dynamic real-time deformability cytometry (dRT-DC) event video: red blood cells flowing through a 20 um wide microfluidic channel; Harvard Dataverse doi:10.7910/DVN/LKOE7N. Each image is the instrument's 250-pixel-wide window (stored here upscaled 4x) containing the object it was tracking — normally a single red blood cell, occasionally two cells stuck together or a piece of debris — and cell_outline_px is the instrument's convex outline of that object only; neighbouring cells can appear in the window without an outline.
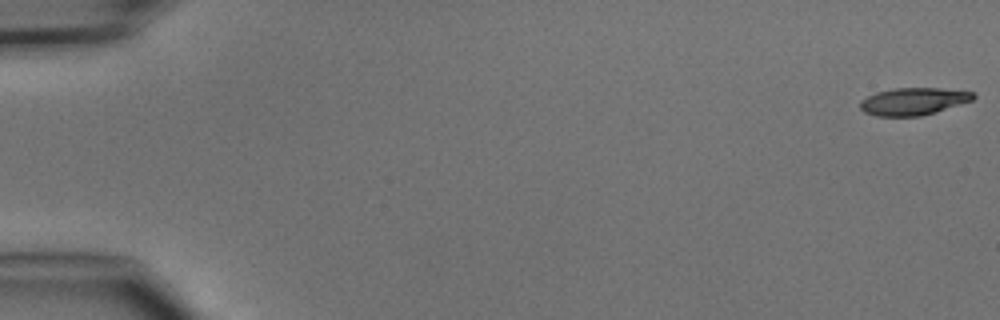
{"species": "common noctule bat (a hibernating species)", "species_latin": "Nyctalus noctula", "temperature_condition": "cold", "stored_images_in_passage": 48, "camera_frame_rate_fps": 3000, "um_per_image_px": 0.085, "animal": {"sex": "male", "body_mass_g": 15.6}, "frame": {"image": 1, "passage_image": 1, "time_ms": 0.0, "image_size_px": [1000, 320], "cell_outline_px": [[976, 96], [972, 100], [936, 112], [920, 116], [876, 116], [864, 112], [860, 108], [860, 100], [876, 92], [896, 88], [940, 88], [976, 92]], "centroid_in_image_um": [77.64, 8.61], "position_along_channel_um": 7.4, "area_um2": 18.03}}
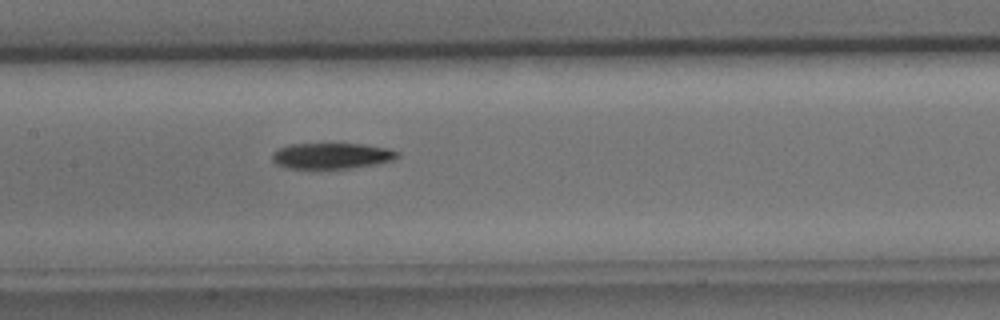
{"frame": {"image": 2, "passage_image": 24, "time_ms": 7.667, "image_size_px": [1000, 320], "cell_outline_px": [[400, 156], [392, 160], [376, 164], [352, 168], [284, 168], [276, 164], [272, 160], [272, 152], [280, 148], [292, 144], [364, 144], [388, 148], [400, 152]], "centroid_in_image_um": [28.21, 13.24], "position_along_channel_um": 179.2, "area_um2": 18.9}}
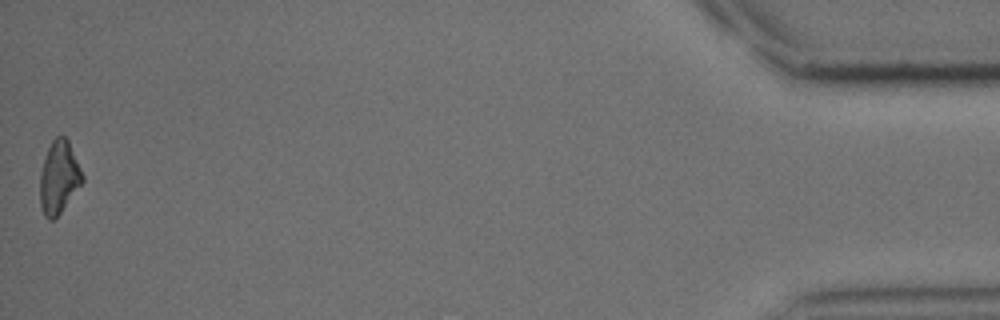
{"frame": {"image": 3, "passage_image": 48, "time_ms": 15.667, "image_size_px": [1000, 320], "cell_outline_px": [[84, 180], [60, 212], [52, 220], [48, 220], [44, 216], [40, 204], [40, 172], [48, 148], [52, 140], [56, 136], [64, 136], [68, 140], [84, 176]], "centroid_in_image_um": [5.0, 15.07], "position_along_channel_um": 430.2, "area_um2": 17.69}}